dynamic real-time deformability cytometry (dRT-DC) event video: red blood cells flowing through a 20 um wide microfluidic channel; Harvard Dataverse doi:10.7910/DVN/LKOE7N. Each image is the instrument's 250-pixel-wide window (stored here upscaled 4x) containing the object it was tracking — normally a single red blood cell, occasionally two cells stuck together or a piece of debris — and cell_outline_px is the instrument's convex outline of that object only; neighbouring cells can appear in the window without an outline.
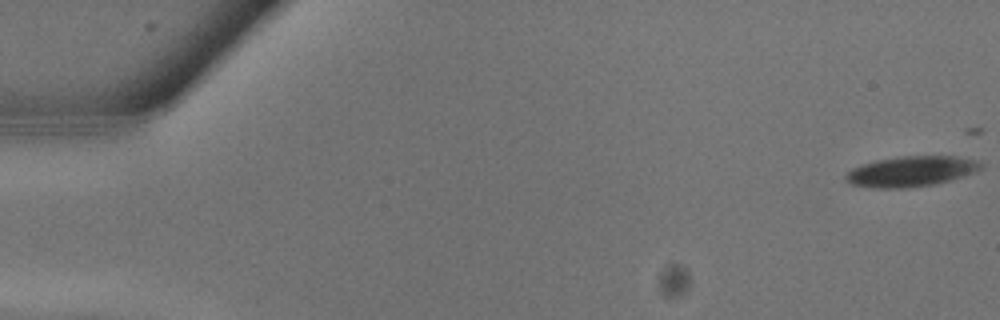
{"species": "common noctule bat (a hibernating species)", "species_latin": "Nyctalus noctula", "temperature_condition": "warm", "stored_images_in_passage": 11, "camera_frame_rate_fps": 3000, "um_per_image_px": 0.085, "animal": {"sex": "male", "body_mass_g": 13.3}, "frame": {"image": 1, "passage_image": 1, "time_ms": 0.0, "image_size_px": [1000, 320], "cell_outline_px": [[984, 168], [936, 184], [908, 188], [872, 188], [852, 184], [844, 180], [844, 176], [852, 168], [876, 160], [900, 156], [956, 156], [976, 160], [984, 164]], "centroid_in_image_um": [77.42, 14.57], "position_along_channel_um": 7.6, "area_um2": 23.87}}
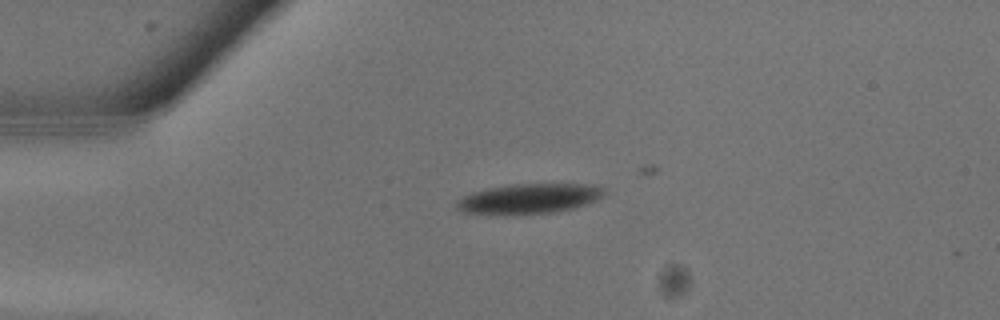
{"frame": {"image": 2, "passage_image": 7, "time_ms": 2.0, "image_size_px": [1000, 320], "cell_outline_px": [[604, 196], [588, 204], [556, 212], [504, 216], [464, 212], [456, 208], [456, 204], [464, 196], [472, 192], [488, 188], [512, 184], [592, 184], [604, 188]], "centroid_in_image_um": [44.98, 16.9], "position_along_channel_um": 40.0, "area_um2": 26.13}}